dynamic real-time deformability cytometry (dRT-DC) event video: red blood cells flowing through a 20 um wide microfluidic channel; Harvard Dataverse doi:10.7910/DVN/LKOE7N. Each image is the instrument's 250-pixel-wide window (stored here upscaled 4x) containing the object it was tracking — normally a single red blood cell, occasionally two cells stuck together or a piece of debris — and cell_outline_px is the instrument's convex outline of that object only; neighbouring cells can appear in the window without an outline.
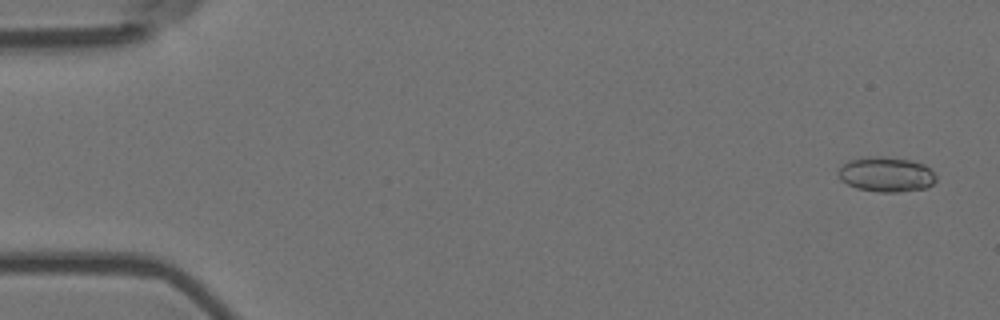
{"species": "Egyptian fruit bat (a non-hibernating species)", "species_latin": "Rousettus aegyptiacus", "temperature_condition": "room temperature", "stored_images_in_passage": 4, "camera_frame_rate_fps": 3000, "um_per_image_px": 0.085, "animal": {"sex": "female"}, "frame": {"image": 1, "passage_image": 1, "time_ms": 0.0, "image_size_px": [1000, 320], "cell_outline_px": [[936, 180], [932, 184], [924, 188], [896, 192], [880, 192], [856, 188], [840, 180], [836, 172], [848, 160], [864, 156], [884, 156], [908, 160], [924, 164], [936, 176]], "centroid_in_image_um": [75.28, 14.81], "position_along_channel_um": 9.7, "area_um2": 19.88}}